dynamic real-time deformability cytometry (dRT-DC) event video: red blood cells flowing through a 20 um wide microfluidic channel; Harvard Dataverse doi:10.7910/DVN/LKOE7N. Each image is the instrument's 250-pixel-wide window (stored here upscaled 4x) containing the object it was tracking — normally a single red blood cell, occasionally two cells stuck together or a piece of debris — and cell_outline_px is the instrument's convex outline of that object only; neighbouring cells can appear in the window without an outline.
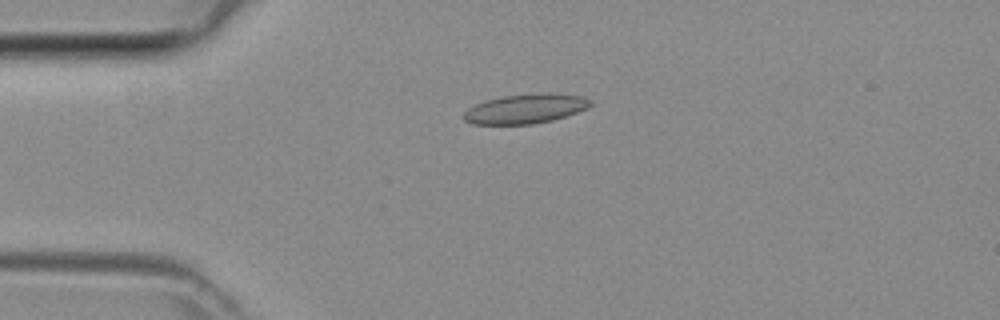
{"species": "common noctule bat (a hibernating species)", "species_latin": "Nyctalus noctula", "temperature_condition": "room temperature", "stored_images_in_passage": 9, "camera_frame_rate_fps": 3000, "um_per_image_px": 0.085, "animal": {"sex": "female", "body_mass_g": 29.2, "forearm_length_mm": 56.3}, "frame": {"image": 1, "passage_image": 3, "time_ms": 0.667, "image_size_px": [1000, 320], "cell_outline_px": [[592, 104], [588, 108], [552, 120], [532, 124], [472, 124], [464, 120], [464, 112], [468, 108], [484, 100], [504, 96], [584, 96], [592, 100]], "centroid_in_image_um": [44.59, 9.3], "position_along_channel_um": 40.4, "area_um2": 20.63}}
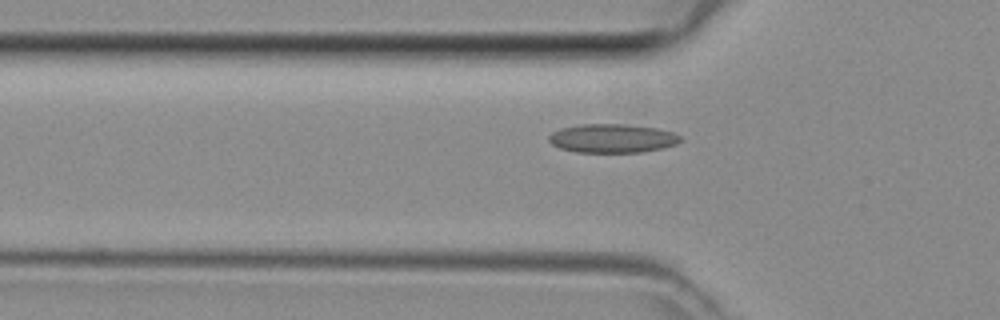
{"frame": {"image": 2, "passage_image": 7, "time_ms": 2.0, "image_size_px": [1000, 320], "cell_outline_px": [[680, 140], [676, 144], [660, 148], [640, 152], [576, 152], [560, 148], [552, 144], [548, 140], [548, 136], [552, 132], [560, 128], [580, 124], [628, 124], [656, 128], [672, 132], [680, 136]], "centroid_in_image_um": [52.0, 11.75], "position_along_channel_um": 73.8, "area_um2": 21.96}}